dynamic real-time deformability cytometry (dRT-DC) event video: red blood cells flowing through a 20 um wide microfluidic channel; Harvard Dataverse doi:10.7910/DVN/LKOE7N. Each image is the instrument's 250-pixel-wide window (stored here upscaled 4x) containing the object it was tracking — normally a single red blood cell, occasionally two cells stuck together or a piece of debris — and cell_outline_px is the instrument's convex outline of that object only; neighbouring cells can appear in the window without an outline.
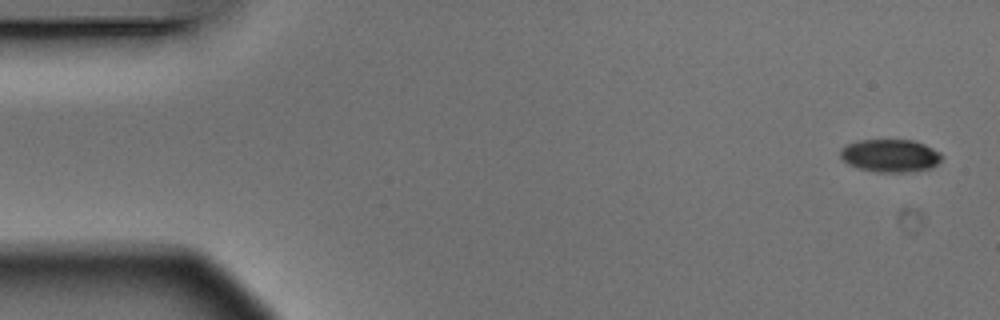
{"species": "Egyptian fruit bat (a non-hibernating species)", "species_latin": "Rousettus aegyptiacus", "temperature_condition": "warm", "stored_images_in_passage": 5, "camera_frame_rate_fps": 3000, "um_per_image_px": 0.085, "animal": {"sex": "male"}, "frame": {"image": 1, "passage_image": 1, "time_ms": 0.0, "image_size_px": [1000, 320], "cell_outline_px": [[944, 156], [932, 168], [904, 172], [876, 172], [856, 168], [848, 164], [840, 156], [840, 148], [844, 144], [856, 140], [912, 140], [924, 144], [940, 152]], "centroid_in_image_um": [75.63, 13.22], "position_along_channel_um": 9.4, "area_um2": 19.59}}
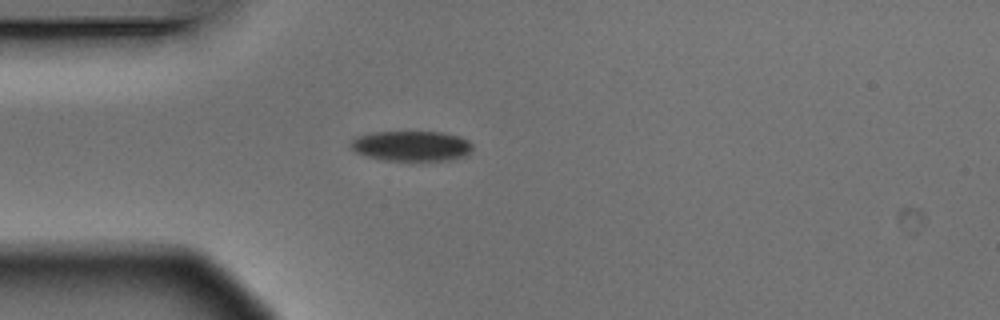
{"frame": {"image": 2, "passage_image": 4, "time_ms": 1.0, "image_size_px": [1000, 320], "cell_outline_px": [[472, 148], [468, 156], [448, 160], [388, 160], [368, 156], [356, 152], [348, 144], [356, 136], [372, 132], [440, 132], [460, 136], [468, 140], [472, 144]], "centroid_in_image_um": [35.0, 12.4], "position_along_channel_um": 50.0, "area_um2": 21.44}}